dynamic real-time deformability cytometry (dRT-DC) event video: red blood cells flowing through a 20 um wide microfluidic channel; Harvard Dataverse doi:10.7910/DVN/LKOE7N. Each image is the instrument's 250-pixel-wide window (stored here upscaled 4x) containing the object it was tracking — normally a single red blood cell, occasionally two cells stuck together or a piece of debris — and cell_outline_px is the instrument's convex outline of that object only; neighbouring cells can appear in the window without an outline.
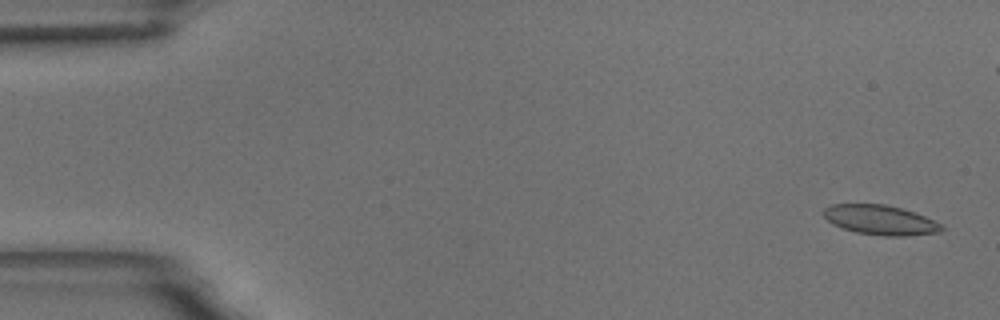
{"species": "common noctule bat (a hibernating species)", "species_latin": "Nyctalus noctula", "temperature_condition": "room temperature", "stored_images_in_passage": 58, "camera_frame_rate_fps": 3000, "um_per_image_px": 0.085, "animal": {"sex": "male", "body_mass_g": 18.8}, "frame": {"image": 1, "passage_image": 1, "time_ms": 0.0, "image_size_px": [1000, 320], "cell_outline_px": [[944, 228], [940, 232], [908, 236], [884, 236], [856, 232], [840, 228], [832, 224], [820, 212], [824, 208], [832, 204], [884, 204], [900, 208], [924, 216], [944, 224]], "centroid_in_image_um": [74.81, 18.7], "position_along_channel_um": 10.2, "area_um2": 20.58}}
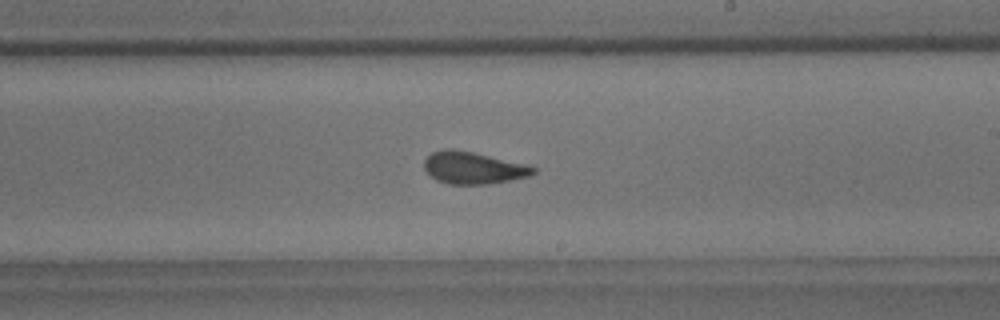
{"frame": {"image": 2, "passage_image": 33, "time_ms": 10.667, "image_size_px": [1000, 320], "cell_outline_px": [[536, 172], [528, 176], [488, 184], [448, 184], [436, 180], [424, 168], [424, 160], [432, 152], [448, 148], [452, 148], [472, 152], [528, 164], [536, 168]], "centroid_in_image_um": [40.22, 14.26], "position_along_channel_um": 248.8, "area_um2": 20.29}}
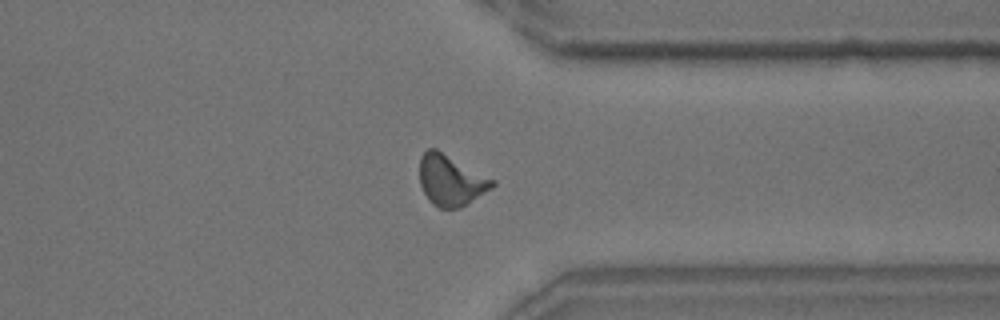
{"frame": {"image": 3, "passage_image": 44, "time_ms": 14.333, "image_size_px": [1000, 320], "cell_outline_px": [[496, 184], [492, 188], [460, 208], [440, 208], [432, 204], [428, 200], [420, 184], [420, 156], [428, 148], [436, 148], [496, 180]], "centroid_in_image_um": [38.32, 15.31], "position_along_channel_um": 373.1, "area_um2": 21.62}, "authors_computed_cell_mechanics": {"area_um2": 20.4034, "velocity_mm_per_s": 3.4659, "shape_relaxation_time_tau1_ms": 8.5844, "shape_relaxation_time_tau2_ms": 1.4568, "deformation_change_tau1": 0.1812, "deformation_change_tau2": 0.0803}}